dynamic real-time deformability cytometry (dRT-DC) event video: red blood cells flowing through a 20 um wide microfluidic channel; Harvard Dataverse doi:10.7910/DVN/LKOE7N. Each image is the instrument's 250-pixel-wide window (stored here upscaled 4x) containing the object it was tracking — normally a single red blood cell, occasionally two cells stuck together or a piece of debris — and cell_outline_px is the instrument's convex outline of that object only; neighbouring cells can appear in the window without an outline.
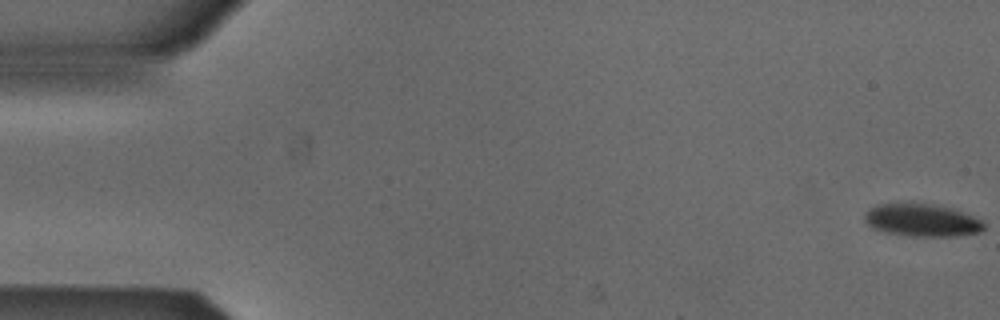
{"species": "Egyptian fruit bat (a non-hibernating species)", "species_latin": "Rousettus aegyptiacus", "temperature_condition": "cold", "stored_images_in_passage": 53, "camera_frame_rate_fps": 3000, "um_per_image_px": 0.085, "animal": {"sex": "male"}, "frame": {"image": 1, "passage_image": 1, "time_ms": 0.0, "image_size_px": [1000, 320], "cell_outline_px": [[984, 228], [980, 232], [956, 236], [908, 236], [884, 232], [872, 228], [864, 220], [864, 212], [868, 208], [876, 204], [932, 204], [956, 208], [984, 220]], "centroid_in_image_um": [78.38, 18.72], "position_along_channel_um": 6.6, "area_um2": 23.0}}
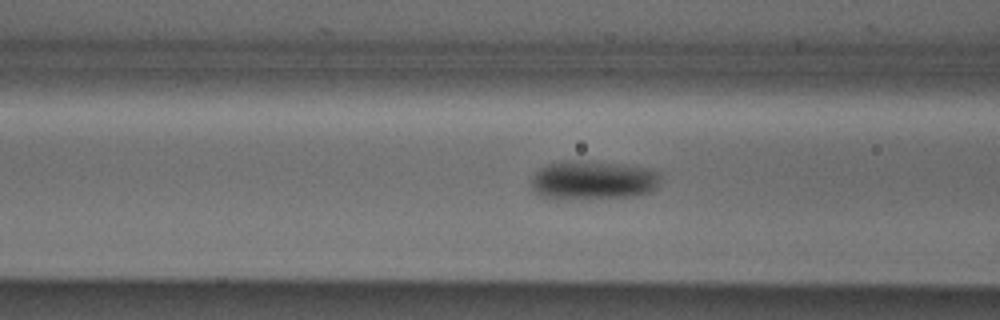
{"frame": {"image": 2, "passage_image": 21, "time_ms": 6.667, "image_size_px": [1000, 320], "cell_outline_px": [[660, 176], [656, 188], [652, 192], [632, 196], [556, 200], [540, 196], [532, 188], [532, 176], [540, 168], [548, 164], [564, 160], [588, 160], [624, 164], [652, 168], [660, 172]], "centroid_in_image_um": [50.41, 15.31], "position_along_channel_um": 116.2, "area_um2": 29.94}}
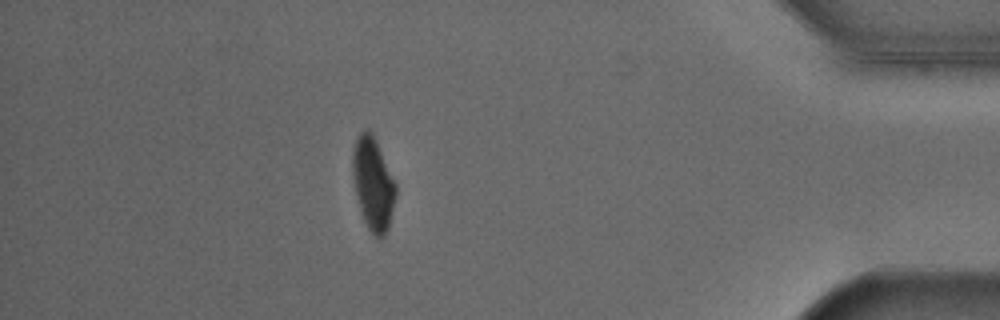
{"frame": {"image": 3, "passage_image": 47, "time_ms": 15.333, "image_size_px": [1000, 320], "cell_outline_px": [[396, 196], [388, 228], [384, 236], [380, 240], [372, 236], [360, 212], [352, 180], [352, 148], [360, 132], [364, 128], [368, 128], [372, 132], [376, 140], [396, 184]], "centroid_in_image_um": [31.69, 15.63], "position_along_channel_um": 403.5, "area_um2": 23.7}, "authors_computed_cell_mechanics": {"area_um2": 25.8944, "velocity_mm_per_s": 3.8769, "shape_relaxation_time_tau1_ms": 2.9168, "shape_relaxation_time_tau2_ms": null, "deformation_change_tau1": 0.0766, "deformation_change_tau2": null}}